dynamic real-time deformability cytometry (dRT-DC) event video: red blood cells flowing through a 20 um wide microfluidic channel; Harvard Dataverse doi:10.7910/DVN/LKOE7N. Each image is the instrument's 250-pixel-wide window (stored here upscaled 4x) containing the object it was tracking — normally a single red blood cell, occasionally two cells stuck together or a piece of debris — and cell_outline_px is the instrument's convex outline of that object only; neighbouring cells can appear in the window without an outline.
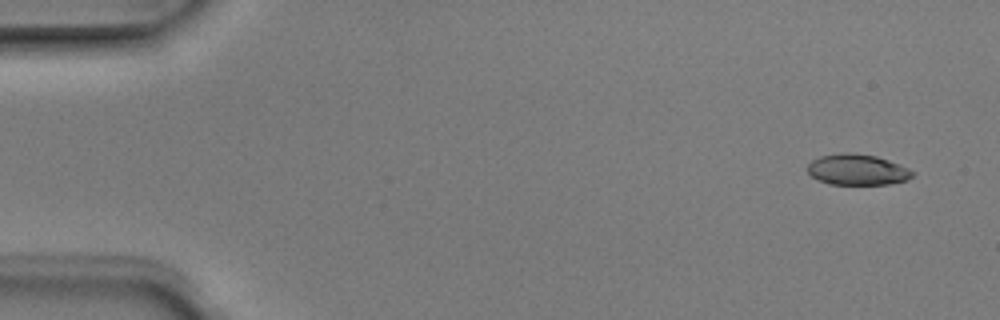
{"species": "Egyptian fruit bat (a non-hibernating species)", "species_latin": "Rousettus aegyptiacus", "temperature_condition": "room temperature", "stored_images_in_passage": 5, "segment_of_instrument_passage": [2, 2], "camera_frame_rate_fps": 3000, "um_per_image_px": 0.085, "animal": {"sex": "male"}, "frame": {"image": 1, "passage_image": 5, "time_ms": 1.333, "image_size_px": [1000, 320], "cell_outline_px": [[916, 172], [912, 176], [904, 180], [888, 184], [828, 184], [812, 176], [808, 172], [808, 164], [812, 160], [820, 156], [840, 152], [848, 152], [876, 156], [900, 164]], "centroid_in_image_um": [72.86, 14.41], "position_along_channel_um": 12.1, "area_um2": 18.79}}